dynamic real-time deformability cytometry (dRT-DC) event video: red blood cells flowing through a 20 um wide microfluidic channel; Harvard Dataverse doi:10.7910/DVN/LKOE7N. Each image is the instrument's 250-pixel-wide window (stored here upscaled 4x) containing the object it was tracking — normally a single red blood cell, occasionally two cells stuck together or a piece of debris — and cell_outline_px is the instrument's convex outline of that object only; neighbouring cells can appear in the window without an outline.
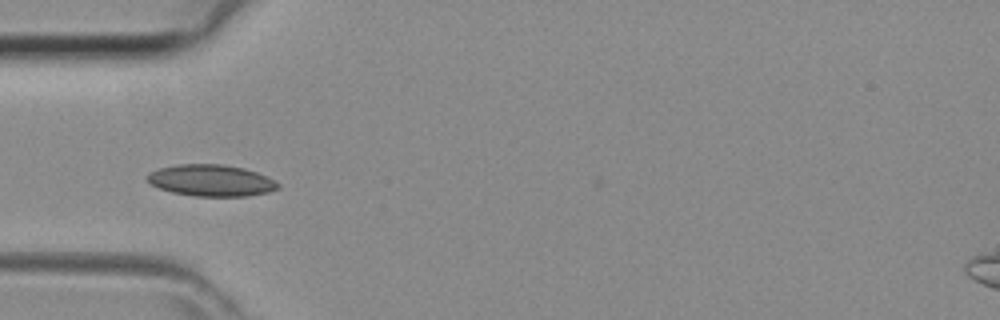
{"species": "common noctule bat (a hibernating species)", "species_latin": "Nyctalus noctula", "temperature_condition": "room temperature", "stored_images_in_passage": 31, "camera_frame_rate_fps": 3000, "um_per_image_px": 0.085, "animal": {"sex": "female", "body_mass_g": 29.2, "forearm_length_mm": 56.3}, "frame": {"image": 1, "passage_image": 1, "time_ms": 0.0, "image_size_px": [1000, 320], "cell_outline_px": [[280, 188], [268, 192], [248, 196], [192, 196], [172, 192], [160, 188], [152, 184], [144, 176], [148, 172], [160, 168], [176, 164], [224, 164], [244, 168], [256, 172], [280, 184]], "centroid_in_image_um": [17.92, 15.33], "position_along_channel_um": 67.1, "area_um2": 24.04}}
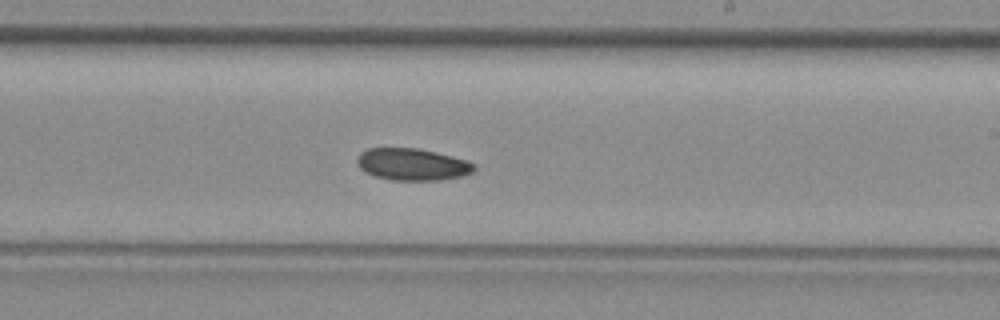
{"frame": {"image": 2, "passage_image": 13, "time_ms": 4.0, "image_size_px": [1000, 320], "cell_outline_px": [[476, 168], [472, 172], [460, 176], [440, 180], [392, 180], [376, 176], [364, 172], [360, 168], [356, 160], [360, 152], [368, 148], [416, 148], [436, 152], [464, 160], [476, 164]], "centroid_in_image_um": [35.01, 13.97], "position_along_channel_um": 254.0, "area_um2": 21.68}}
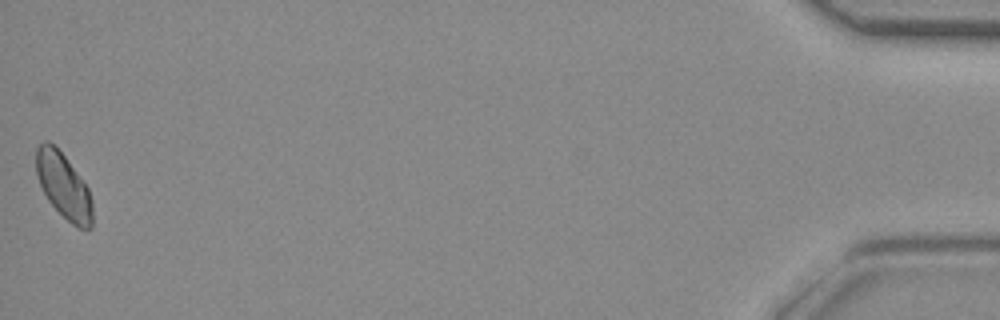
{"frame": {"image": 3, "passage_image": 31, "time_ms": 10.0, "image_size_px": [1000, 320], "cell_outline_px": [[92, 228], [80, 228], [72, 224], [48, 200], [40, 184], [36, 172], [36, 148], [44, 140], [48, 140], [64, 156], [88, 188], [92, 200]], "centroid_in_image_um": [5.4, 15.8], "position_along_channel_um": 429.8, "area_um2": 20.92}}